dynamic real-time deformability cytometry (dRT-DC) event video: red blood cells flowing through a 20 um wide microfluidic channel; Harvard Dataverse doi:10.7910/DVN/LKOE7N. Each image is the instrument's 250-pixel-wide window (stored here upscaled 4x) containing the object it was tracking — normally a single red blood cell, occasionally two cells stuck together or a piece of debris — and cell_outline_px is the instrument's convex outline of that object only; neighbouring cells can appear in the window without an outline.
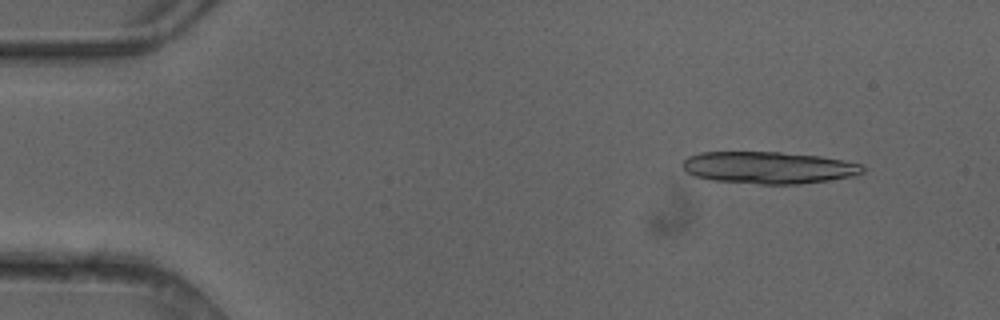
{"species": "common noctule bat (a hibernating species)", "species_latin": "Nyctalus noctula", "temperature_condition": "cold", "stored_images_in_passage": 4, "camera_frame_rate_fps": 3000, "um_per_image_px": 0.085, "animal": {"sex": "female"}, "frame": {"image": 1, "passage_image": 2, "time_ms": 0.333, "image_size_px": [1000, 320], "cell_outline_px": [[864, 172], [856, 176], [800, 184], [760, 184], [712, 180], [696, 176], [688, 172], [680, 164], [688, 156], [700, 152], [780, 152], [820, 156], [864, 164]], "centroid_in_image_um": [65.36, 14.24], "position_along_channel_um": 19.6, "area_um2": 33.7}}
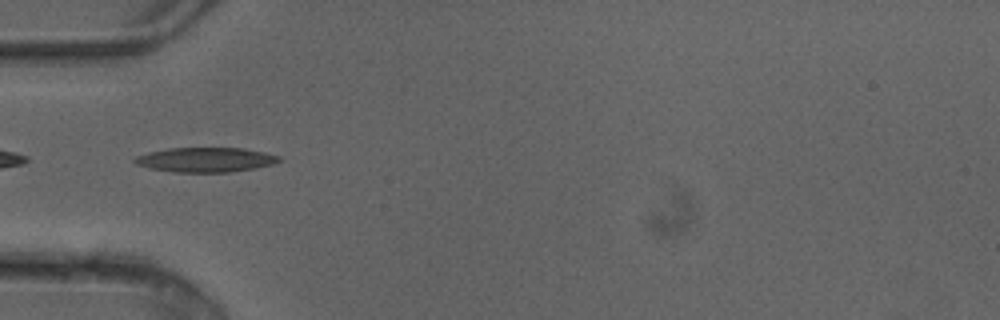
{"frame": {"image": 2, "passage_image": 4, "time_ms": 1.0, "image_size_px": [1000, 320], "cell_outline_px": [[284, 160], [272, 164], [256, 168], [232, 172], [172, 172], [148, 168], [136, 164], [132, 160], [136, 156], [148, 152], [168, 148], [244, 148], [264, 152], [280, 156]], "centroid_in_image_um": [17.48, 13.58], "position_along_channel_um": 67.5, "area_um2": 20.92}}